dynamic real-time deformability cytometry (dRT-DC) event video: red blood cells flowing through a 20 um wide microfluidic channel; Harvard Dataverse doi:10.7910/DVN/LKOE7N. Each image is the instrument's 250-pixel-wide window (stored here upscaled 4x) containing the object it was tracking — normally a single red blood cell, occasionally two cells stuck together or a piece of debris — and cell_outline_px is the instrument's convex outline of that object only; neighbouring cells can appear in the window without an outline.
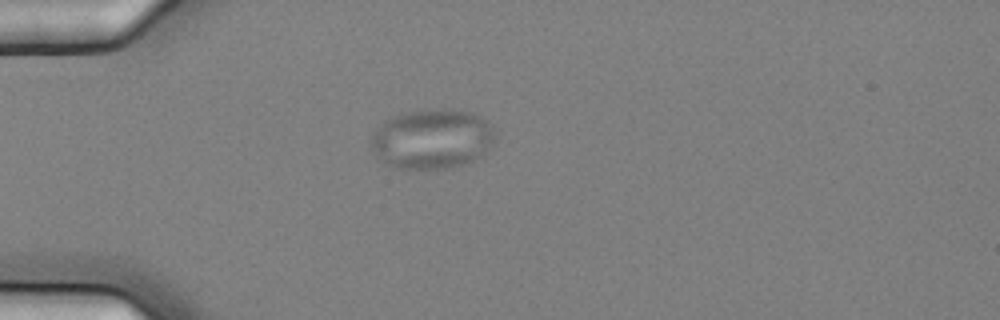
{"species": "common noctule bat (a hibernating species)", "species_latin": "Nyctalus noctula", "temperature_condition": "cold", "stored_images_in_passage": 1, "camera_frame_rate_fps": 3000, "um_per_image_px": 0.085, "animal": {"sex": "female", "body_mass_g": 25.1}, "frame": {"image": 1, "passage_image": 1, "time_ms": 0.0, "image_size_px": [1000, 320], "cell_outline_px": [[496, 140], [488, 152], [476, 160], [464, 164], [448, 168], [400, 168], [384, 164], [376, 160], [372, 148], [372, 136], [384, 120], [400, 112], [424, 108], [436, 108], [472, 112], [488, 120], [496, 132]], "centroid_in_image_um": [36.76, 11.79], "position_along_channel_um": 48.2, "area_um2": 44.22}}